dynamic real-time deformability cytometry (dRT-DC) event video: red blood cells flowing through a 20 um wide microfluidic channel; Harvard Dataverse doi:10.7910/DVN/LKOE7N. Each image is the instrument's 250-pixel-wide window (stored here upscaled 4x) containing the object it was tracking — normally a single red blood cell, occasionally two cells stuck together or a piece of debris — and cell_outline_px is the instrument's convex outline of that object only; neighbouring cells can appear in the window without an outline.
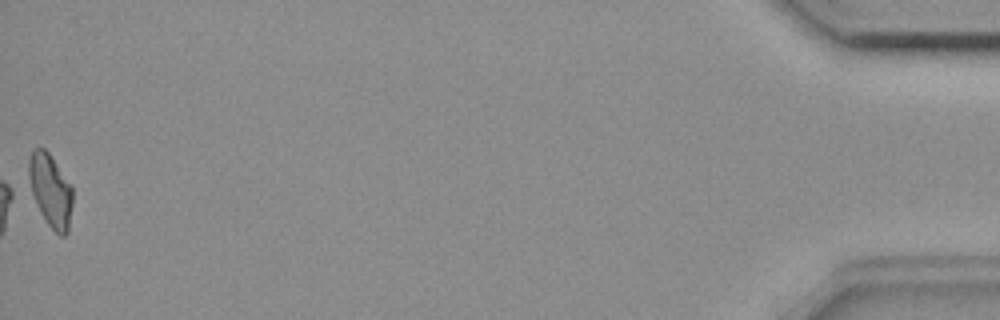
{"species": "common noctule bat (a hibernating species)", "species_latin": "Nyctalus noctula", "temperature_condition": "room temperature", "stored_images_in_passage": 42, "camera_frame_rate_fps": 3000, "um_per_image_px": 0.085, "animal": {"sex": "female", "body_mass_g": 18.4}, "frame": {"image": 1, "passage_image": 42, "time_ms": 13.667, "image_size_px": [1000, 320], "cell_outline_px": [[72, 204], [68, 232], [64, 236], [60, 236], [48, 224], [40, 212], [28, 192], [28, 160], [32, 152], [36, 148], [44, 148], [48, 152], [72, 184]], "centroid_in_image_um": [4.26, 16.19], "position_along_channel_um": 430.9, "area_um2": 19.07}, "authors_computed_cell_mechanics": {"area_um2": 18.6116, "velocity_mm_per_s": 3.6803, "shape_relaxation_time_tau1_ms": null, "shape_relaxation_time_tau2_ms": 5.5423, "deformation_change_tau1": null, "deformation_change_tau2": 0.1159}}